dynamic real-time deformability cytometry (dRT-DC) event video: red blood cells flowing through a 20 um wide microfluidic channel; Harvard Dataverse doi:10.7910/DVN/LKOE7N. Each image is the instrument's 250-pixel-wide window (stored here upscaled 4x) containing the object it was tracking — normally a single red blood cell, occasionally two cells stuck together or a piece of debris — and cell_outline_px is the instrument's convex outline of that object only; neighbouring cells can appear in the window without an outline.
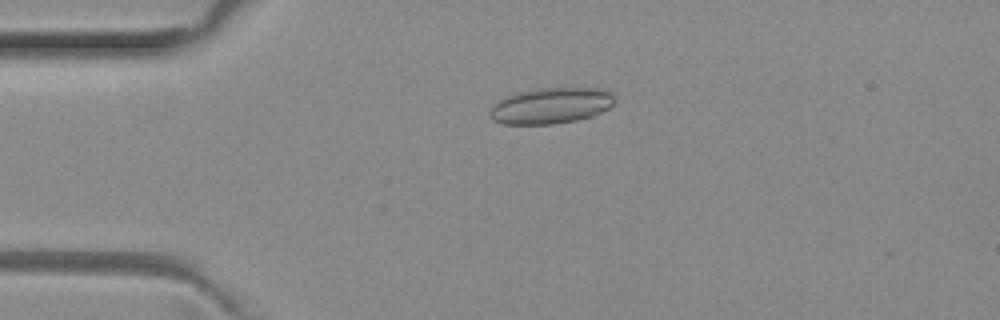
{"species": "common noctule bat (a hibernating species)", "species_latin": "Nyctalus noctula", "temperature_condition": "room temperature", "stored_images_in_passage": 43, "camera_frame_rate_fps": 3000, "um_per_image_px": 0.085, "animal": {"sex": "female", "body_mass_g": 29.2, "forearm_length_mm": 56.3}, "frame": {"image": 1, "passage_image": 7, "time_ms": 2.0, "image_size_px": [1000, 320], "cell_outline_px": [[616, 100], [608, 108], [592, 116], [576, 120], [552, 124], [504, 124], [492, 120], [488, 116], [488, 112], [492, 104], [504, 96], [536, 88], [600, 88], [612, 92]], "centroid_in_image_um": [46.78, 8.98], "position_along_channel_um": 38.2, "area_um2": 26.41}}
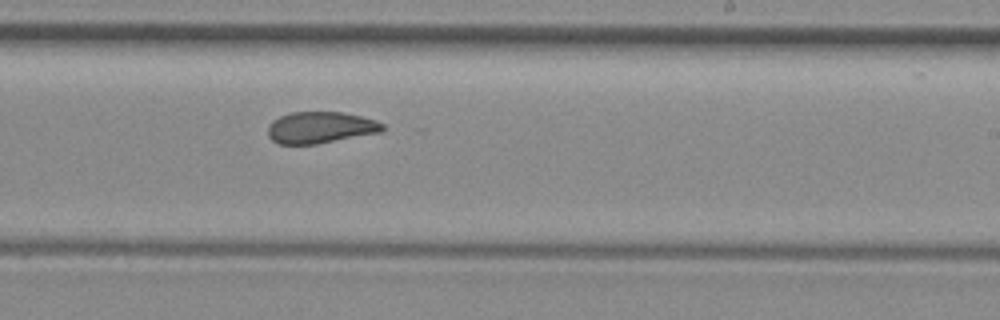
{"frame": {"image": 2, "passage_image": 26, "time_ms": 8.333, "image_size_px": [1000, 320], "cell_outline_px": [[384, 128], [380, 132], [316, 144], [276, 144], [268, 136], [268, 124], [272, 120], [288, 112], [340, 112], [360, 116], [376, 120], [384, 124]], "centroid_in_image_um": [27.18, 10.83], "position_along_channel_um": 261.8, "area_um2": 21.1}}
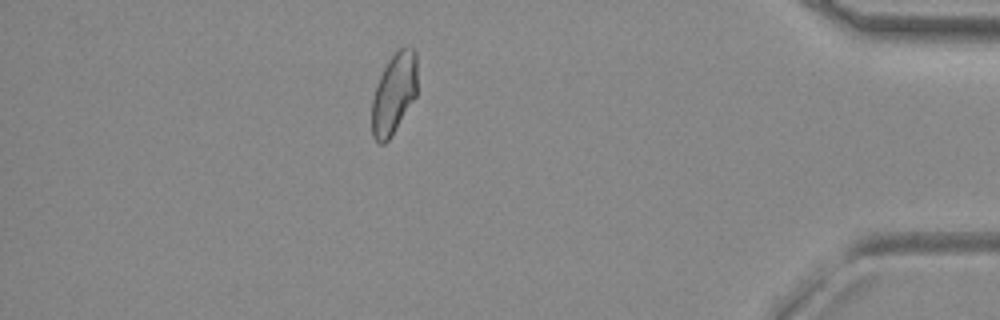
{"frame": {"image": 3, "passage_image": 40, "time_ms": 13.0, "image_size_px": [1000, 320], "cell_outline_px": [[416, 96], [388, 140], [384, 144], [380, 144], [372, 136], [372, 100], [376, 84], [388, 60], [404, 44], [408, 44], [416, 52]], "centroid_in_image_um": [33.48, 7.92], "position_along_channel_um": 401.7, "area_um2": 21.27}, "authors_computed_cell_mechanics": {"area_um2": 22.0796, "velocity_mm_per_s": 4.0178, "shape_relaxation_time_tau1_ms": null, "shape_relaxation_time_tau2_ms": 1.7615, "deformation_change_tau1": null, "deformation_change_tau2": 0.0866}}